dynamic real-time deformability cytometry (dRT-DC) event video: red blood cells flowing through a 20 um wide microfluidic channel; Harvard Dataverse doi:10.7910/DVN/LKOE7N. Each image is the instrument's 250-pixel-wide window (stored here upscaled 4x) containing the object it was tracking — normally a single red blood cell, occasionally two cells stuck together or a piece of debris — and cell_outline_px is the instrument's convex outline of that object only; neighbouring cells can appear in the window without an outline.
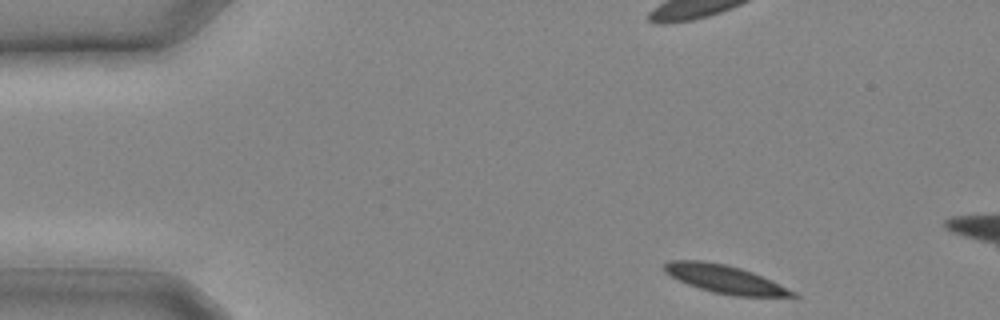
{"species": "common noctule bat (a hibernating species)", "species_latin": "Nyctalus noctula", "temperature_condition": "cold", "stored_images_in_passage": 5, "camera_frame_rate_fps": 3000, "um_per_image_px": 0.085, "animal": {"sex": "male", "body_mass_g": 20.4}, "frame": {"image": 1, "passage_image": 1, "time_ms": 0.0, "image_size_px": [1000, 320], "cell_outline_px": [[800, 296], [736, 296], [712, 292], [688, 284], [664, 272], [664, 264], [668, 260], [700, 260], [724, 264], [740, 268], [752, 272], [796, 292]], "centroid_in_image_um": [61.58, 23.72], "position_along_channel_um": 23.4, "area_um2": 20.58}}